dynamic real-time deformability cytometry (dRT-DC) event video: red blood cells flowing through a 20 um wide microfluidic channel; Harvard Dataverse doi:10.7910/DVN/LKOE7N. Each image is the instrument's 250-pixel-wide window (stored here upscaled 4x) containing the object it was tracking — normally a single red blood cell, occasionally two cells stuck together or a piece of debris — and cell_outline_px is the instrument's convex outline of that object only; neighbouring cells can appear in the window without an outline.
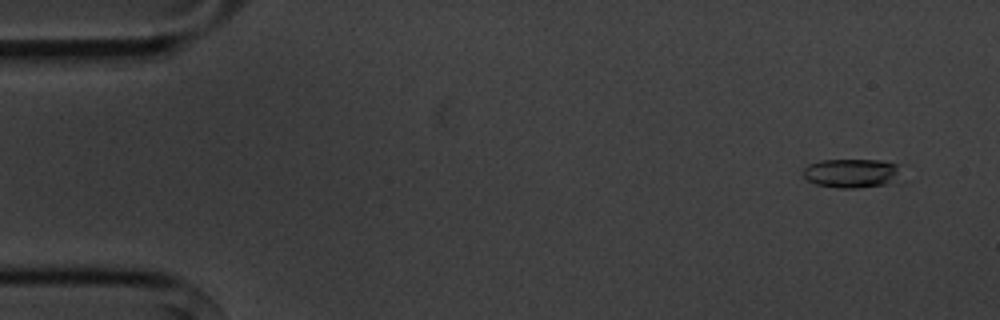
{"species": "common noctule bat (a hibernating species)", "species_latin": "Nyctalus noctula", "temperature_condition": "cold", "stored_images_in_passage": 5, "camera_frame_rate_fps": 3000, "um_per_image_px": 0.085, "animal": {"sex": "male", "body_mass_g": 20.1, "forearm_length_mm": 53.5}, "frame": {"image": 1, "passage_image": 1, "time_ms": 0.0, "image_size_px": [1000, 320], "cell_outline_px": [[896, 180], [884, 184], [856, 188], [840, 188], [816, 184], [808, 180], [804, 176], [804, 168], [808, 164], [820, 160], [880, 160], [896, 164]], "centroid_in_image_um": [72.3, 14.71], "position_along_channel_um": 12.7, "area_um2": 16.13}}
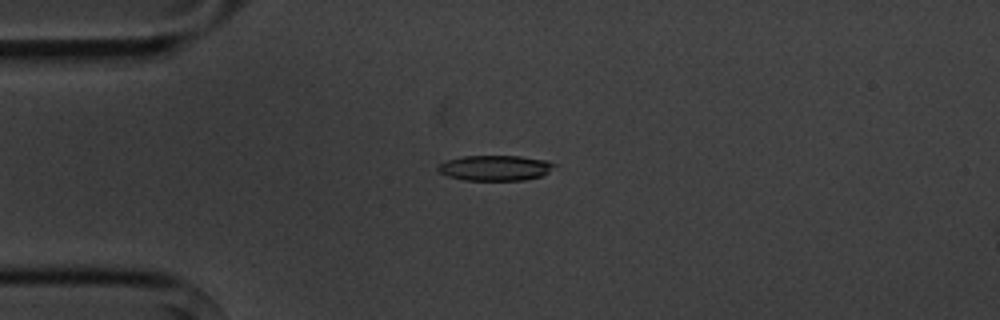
{"frame": {"image": 2, "passage_image": 4, "time_ms": 3.333, "image_size_px": [1000, 320], "cell_outline_px": [[556, 164], [544, 176], [524, 180], [464, 180], [448, 176], [440, 172], [436, 168], [444, 160], [464, 156], [520, 156], [548, 160]], "centroid_in_image_um": [42.1, 14.27], "position_along_channel_um": 42.9, "area_um2": 17.28}}